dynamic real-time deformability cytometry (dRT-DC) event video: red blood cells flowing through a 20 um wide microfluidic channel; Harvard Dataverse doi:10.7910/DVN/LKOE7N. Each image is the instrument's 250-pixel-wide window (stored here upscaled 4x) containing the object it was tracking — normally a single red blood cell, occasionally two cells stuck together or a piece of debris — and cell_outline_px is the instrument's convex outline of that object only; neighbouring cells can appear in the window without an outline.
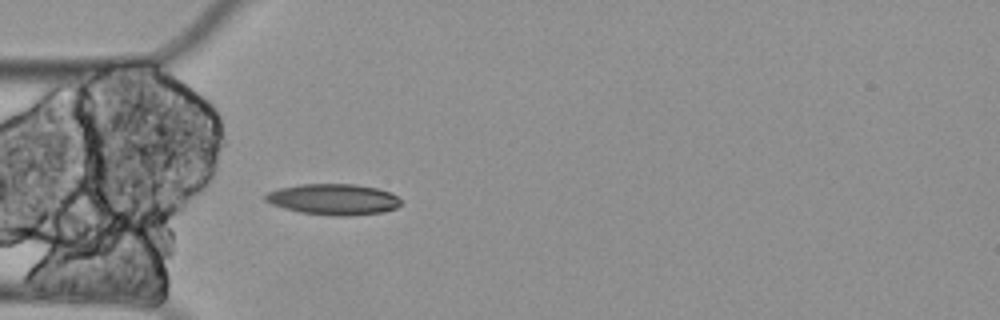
{"species": "Egyptian fruit bat (a non-hibernating species)", "species_latin": "Rousettus aegyptiacus", "temperature_condition": "cold", "stored_images_in_passage": 1, "camera_frame_rate_fps": 3000, "um_per_image_px": 0.085, "animal": {"sex": "female"}, "frame": {"image": 1, "passage_image": 1, "time_ms": 0.0, "image_size_px": [1000, 320], "cell_outline_px": [[400, 204], [396, 208], [380, 212], [344, 216], [336, 216], [300, 212], [284, 208], [272, 204], [264, 200], [264, 196], [268, 192], [280, 188], [300, 184], [356, 184], [376, 188], [392, 192], [400, 200]], "centroid_in_image_um": [28.33, 16.93], "position_along_channel_um": 56.7, "area_um2": 24.28}}